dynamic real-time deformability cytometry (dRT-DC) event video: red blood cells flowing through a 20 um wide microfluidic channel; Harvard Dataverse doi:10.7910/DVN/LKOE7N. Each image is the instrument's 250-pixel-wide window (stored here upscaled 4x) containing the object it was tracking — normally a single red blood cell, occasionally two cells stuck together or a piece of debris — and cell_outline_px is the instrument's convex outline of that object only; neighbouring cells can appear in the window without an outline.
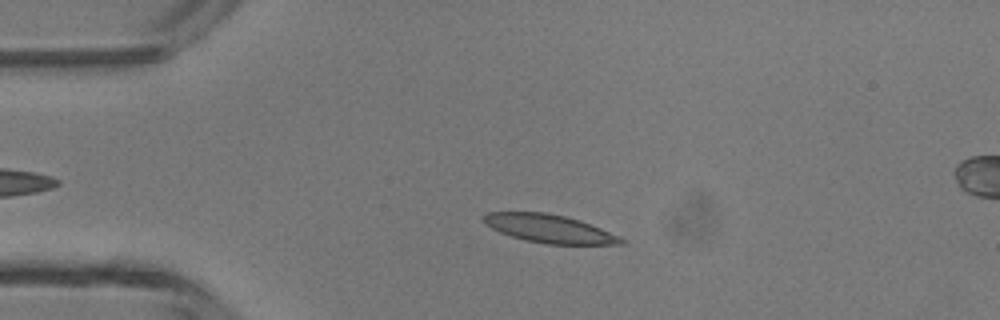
{"species": "common noctule bat (a hibernating species)", "species_latin": "Nyctalus noctula", "temperature_condition": "room temperature", "stored_images_in_passage": 42, "camera_frame_rate_fps": 3000, "um_per_image_px": 0.085, "animal": {"sex": "male", "body_mass_g": 13.3}, "frame": {"image": 1, "passage_image": 6, "time_ms": 1.667, "image_size_px": [1000, 320], "cell_outline_px": [[624, 244], [548, 244], [524, 240], [500, 232], [484, 224], [480, 220], [480, 216], [488, 212], [544, 212], [564, 216], [580, 220], [620, 236], [624, 240]], "centroid_in_image_um": [46.63, 19.43], "position_along_channel_um": 38.4, "area_um2": 22.6}}
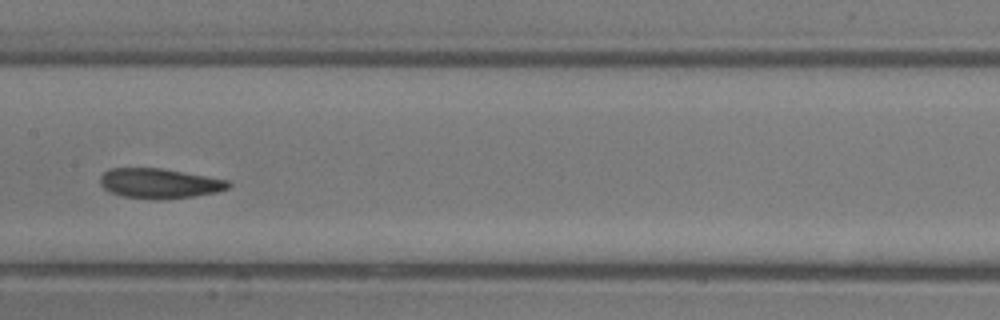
{"frame": {"image": 2, "passage_image": 19, "time_ms": 6.0, "image_size_px": [1000, 320], "cell_outline_px": [[232, 184], [228, 188], [216, 192], [196, 196], [156, 200], [120, 196], [104, 188], [100, 184], [100, 176], [104, 172], [112, 168], [160, 168], [228, 180]], "centroid_in_image_um": [13.54, 15.59], "position_along_channel_um": 193.9, "area_um2": 22.31}}
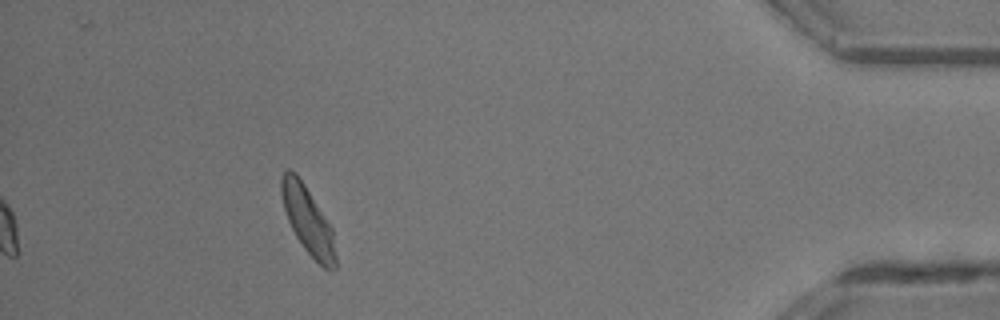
{"frame": {"image": 3, "passage_image": 38, "time_ms": 12.333, "image_size_px": [1000, 320], "cell_outline_px": [[336, 268], [332, 272], [328, 272], [304, 248], [296, 236], [288, 220], [284, 208], [280, 192], [280, 176], [288, 168], [296, 172], [304, 184], [332, 228], [336, 256]], "centroid_in_image_um": [26.16, 18.73], "position_along_channel_um": 409.0, "area_um2": 21.15}, "authors_computed_cell_mechanics": {"area_um2": 22.253, "velocity_mm_per_s": 4.3271, "shape_relaxation_time_tau1_ms": 6.0681, "shape_relaxation_time_tau2_ms": 0.9589, "deformation_change_tau1": 0.1774, "deformation_change_tau2": 0.0701}}